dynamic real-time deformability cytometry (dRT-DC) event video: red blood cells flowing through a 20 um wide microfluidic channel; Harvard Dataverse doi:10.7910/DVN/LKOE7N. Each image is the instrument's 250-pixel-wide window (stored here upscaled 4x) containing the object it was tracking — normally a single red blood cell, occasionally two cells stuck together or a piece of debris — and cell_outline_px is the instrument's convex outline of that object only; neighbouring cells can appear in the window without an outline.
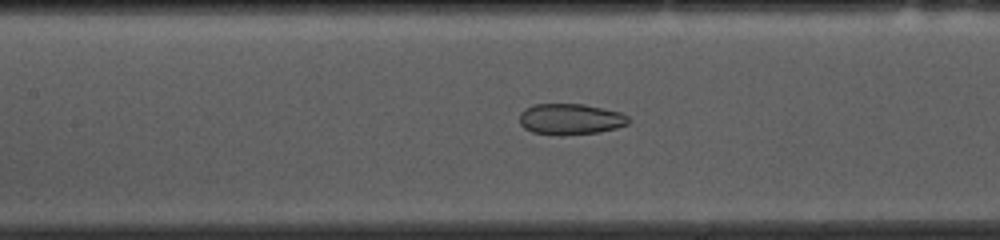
{"species": "common noctule bat (a hibernating species)", "species_latin": "Nyctalus noctula", "temperature_condition": "cold", "stored_images_in_passage": 53, "camera_frame_rate_fps": 3000, "um_per_image_px": 0.085, "animal": {"sex": "female", "body_mass_g": 10.0, "forearm_length_mm": 53.1}, "frame": {"image": 1, "passage_image": 23, "time_ms": 7.333, "image_size_px": [1000, 240], "cell_outline_px": [[632, 120], [628, 124], [616, 128], [600, 132], [560, 136], [532, 132], [524, 128], [520, 124], [520, 112], [524, 108], [532, 104], [584, 104], [604, 108], [620, 112], [628, 116]], "centroid_in_image_um": [48.49, 10.13], "position_along_channel_um": 158.9, "area_um2": 20.06}}
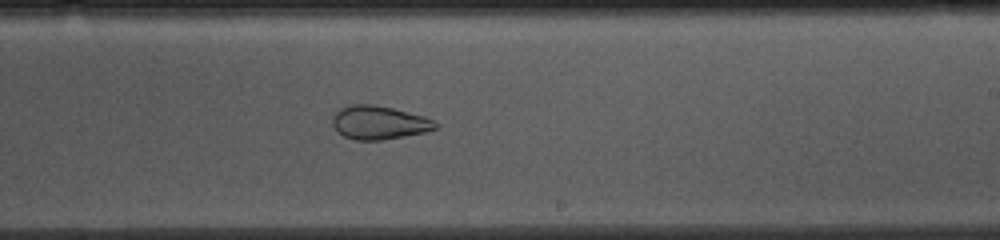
{"frame": {"image": 2, "passage_image": 31, "time_ms": 10.0, "image_size_px": [1000, 240], "cell_outline_px": [[440, 124], [436, 128], [424, 132], [404, 136], [380, 140], [356, 140], [344, 136], [332, 124], [332, 116], [340, 108], [352, 104], [372, 104], [392, 108], [424, 116]], "centroid_in_image_um": [32.21, 10.41], "position_along_channel_um": 256.8, "area_um2": 19.94}}
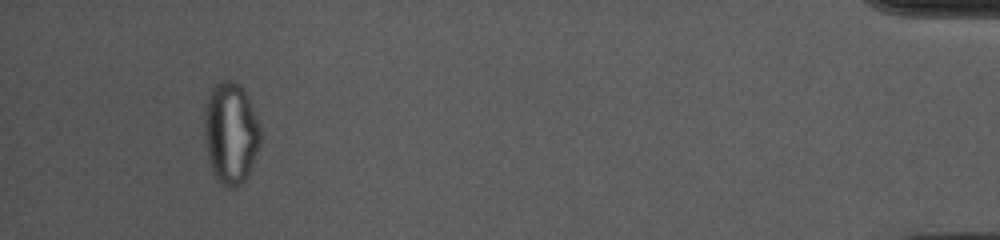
{"frame": {"image": 3, "passage_image": 50, "time_ms": 16.333, "image_size_px": [1000, 240], "cell_outline_px": [[260, 144], [248, 176], [240, 184], [228, 188], [220, 184], [216, 180], [212, 172], [204, 144], [204, 112], [212, 88], [220, 80], [232, 80], [240, 84], [248, 96], [256, 116], [260, 128]], "centroid_in_image_um": [19.6, 11.32], "position_along_channel_um": 415.6, "area_um2": 33.47}, "authors_computed_cell_mechanics": {"area_um2": 26.1834, "velocity_mm_per_s": 3.6803, "shape_relaxation_time_tau1_ms": null, "shape_relaxation_time_tau2_ms": 1.9302, "deformation_change_tau1": null, "deformation_change_tau2": 0.0685}}